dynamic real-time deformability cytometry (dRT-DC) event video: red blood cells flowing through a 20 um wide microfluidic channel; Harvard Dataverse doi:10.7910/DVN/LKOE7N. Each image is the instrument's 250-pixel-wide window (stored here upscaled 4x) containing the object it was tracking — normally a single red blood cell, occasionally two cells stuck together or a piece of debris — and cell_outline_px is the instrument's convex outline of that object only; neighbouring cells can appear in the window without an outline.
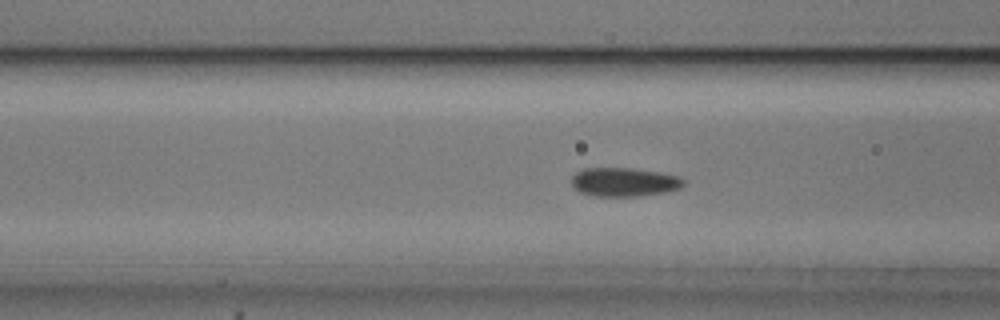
{"species": "common noctule bat (a hibernating species)", "species_latin": "Nyctalus noctula", "temperature_condition": "cold", "stored_images_in_passage": 54, "camera_frame_rate_fps": 3000, "um_per_image_px": 0.085, "animal": {"sex": "male", "body_mass_g": 20.5, "forearm_length_mm": 52.5}, "frame": {"image": 1, "passage_image": 20, "time_ms": 6.333, "image_size_px": [1000, 320], "cell_outline_px": [[684, 184], [680, 188], [664, 192], [636, 196], [596, 196], [580, 192], [572, 184], [572, 176], [576, 172], [584, 168], [632, 168], [660, 172], [676, 176], [684, 180]], "centroid_in_image_um": [53.03, 15.46], "position_along_channel_um": 113.6, "area_um2": 18.61}}
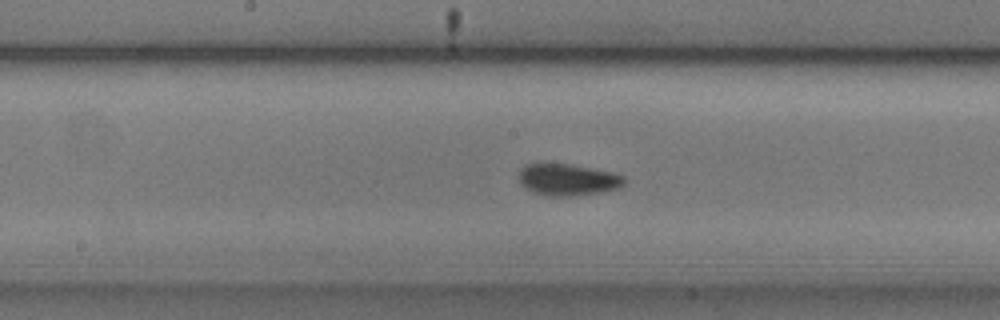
{"frame": {"image": 2, "passage_image": 27, "time_ms": 8.667, "image_size_px": [1000, 320], "cell_outline_px": [[624, 184], [620, 188], [600, 192], [576, 196], [544, 196], [532, 192], [524, 188], [520, 184], [520, 168], [524, 164], [568, 164], [612, 172], [624, 176]], "centroid_in_image_um": [48.23, 15.29], "position_along_channel_um": 200.0, "area_um2": 19.54}}
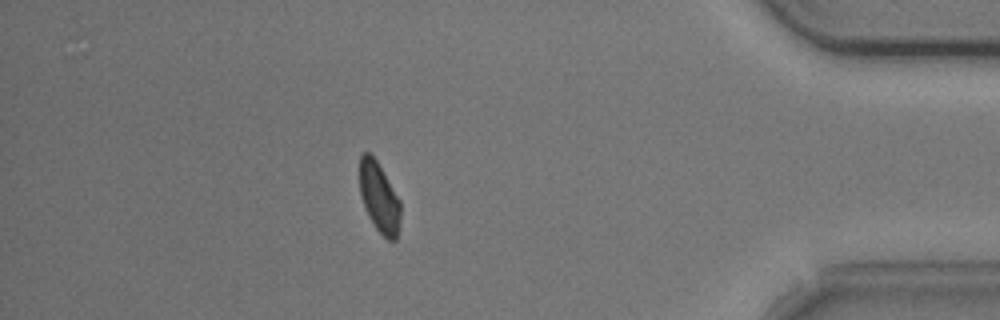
{"frame": {"image": 3, "passage_image": 47, "time_ms": 15.333, "image_size_px": [1000, 320], "cell_outline_px": [[400, 224], [396, 240], [388, 240], [376, 228], [368, 216], [360, 196], [360, 156], [364, 152], [368, 152], [376, 160], [400, 200]], "centroid_in_image_um": [32.23, 16.81], "position_along_channel_um": 403.0, "area_um2": 16.53}, "authors_computed_cell_mechanics": {"area_um2": 18.0625, "velocity_mm_per_s": 3.6868, "shape_relaxation_time_tau1_ms": 2.5291, "shape_relaxation_time_tau2_ms": 2.3489, "deformation_change_tau1": 0.0768, "deformation_change_tau2": 0.0535}}